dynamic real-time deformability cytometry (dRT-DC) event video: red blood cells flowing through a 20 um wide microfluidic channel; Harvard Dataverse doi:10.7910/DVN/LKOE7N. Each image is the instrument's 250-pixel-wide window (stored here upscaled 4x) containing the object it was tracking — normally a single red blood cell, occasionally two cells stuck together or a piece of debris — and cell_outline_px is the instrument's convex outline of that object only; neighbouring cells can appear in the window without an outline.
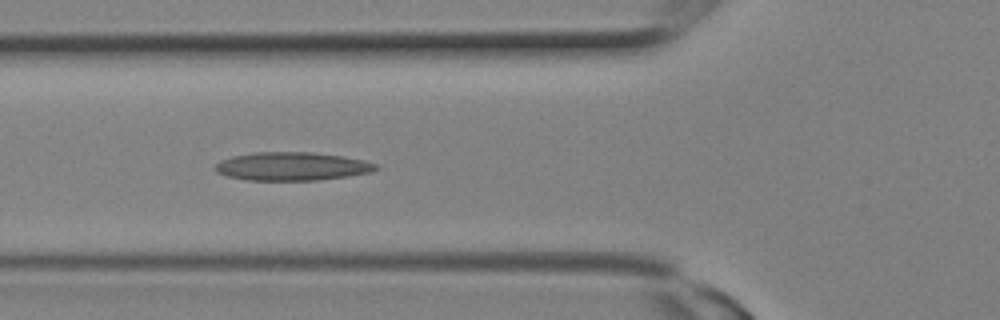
{"species": "Egyptian fruit bat (a non-hibernating species)", "species_latin": "Rousettus aegyptiacus", "temperature_condition": "room temperature", "stored_images_in_passage": 11, "camera_frame_rate_fps": 3000, "um_per_image_px": 0.085, "animal": {"sex": "female"}, "frame": {"image": 1, "passage_image": 8, "time_ms": 2.333, "image_size_px": [1000, 320], "cell_outline_px": [[380, 168], [372, 172], [348, 176], [316, 180], [248, 180], [228, 176], [216, 172], [216, 164], [220, 160], [232, 156], [252, 152], [312, 152], [344, 156], [364, 160], [376, 164]], "centroid_in_image_um": [24.84, 14.13], "position_along_channel_um": 101.0, "area_um2": 26.59}}
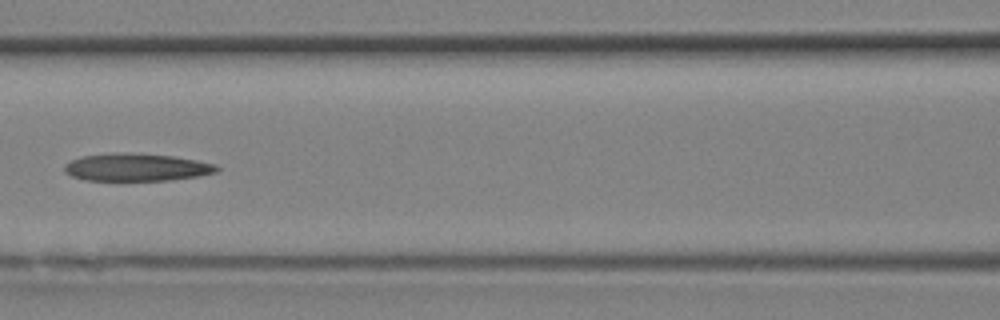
{"frame": {"image": 2, "passage_image": 10, "time_ms": 3.0, "image_size_px": [1000, 320], "cell_outline_px": [[220, 168], [216, 172], [196, 176], [168, 180], [84, 180], [72, 176], [64, 172], [64, 164], [80, 156], [116, 152], [124, 152], [172, 156], [196, 160], [216, 164]], "centroid_in_image_um": [11.56, 14.21], "position_along_channel_um": 155.0, "area_um2": 24.45}}